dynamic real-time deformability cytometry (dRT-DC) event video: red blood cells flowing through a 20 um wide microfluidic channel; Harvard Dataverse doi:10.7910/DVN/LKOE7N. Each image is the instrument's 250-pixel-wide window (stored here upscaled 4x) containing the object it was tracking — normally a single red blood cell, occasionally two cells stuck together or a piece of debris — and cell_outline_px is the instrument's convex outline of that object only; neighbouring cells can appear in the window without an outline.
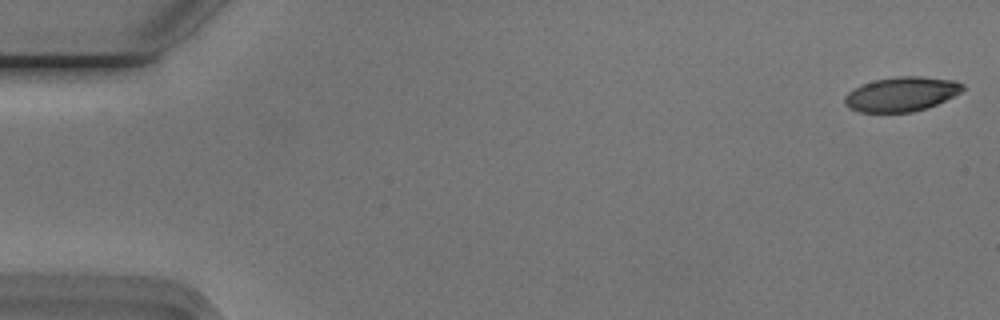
{"species": "Egyptian fruit bat (a non-hibernating species)", "species_latin": "Rousettus aegyptiacus", "temperature_condition": "cold", "stored_images_in_passage": 54, "camera_frame_rate_fps": 3000, "um_per_image_px": 0.085, "animal": {"sex": "male"}, "frame": {"image": 1, "passage_image": 1, "time_ms": 0.0, "image_size_px": [1000, 320], "cell_outline_px": [[964, 88], [960, 92], [928, 108], [912, 112], [860, 112], [844, 104], [844, 96], [848, 92], [860, 84], [876, 80], [896, 76], [920, 76], [956, 80], [964, 84]], "centroid_in_image_um": [76.62, 7.99], "position_along_channel_um": 8.4, "area_um2": 23.7}}
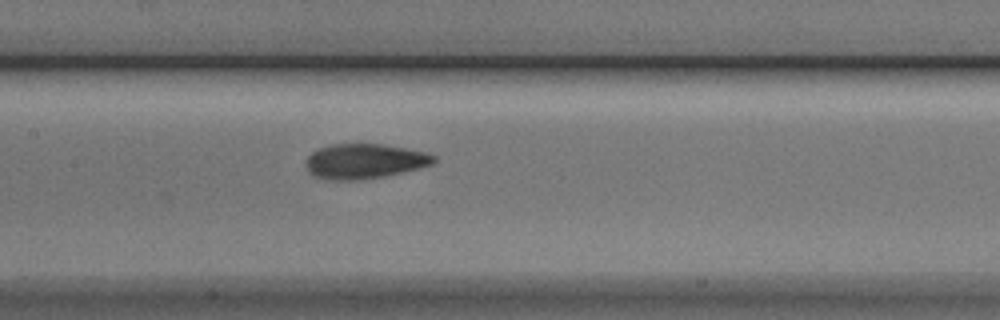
{"frame": {"image": 2, "passage_image": 26, "time_ms": 8.333, "image_size_px": [1000, 320], "cell_outline_px": [[436, 160], [432, 164], [384, 176], [356, 180], [328, 180], [312, 176], [308, 172], [304, 164], [308, 156], [316, 148], [332, 144], [384, 144], [424, 152], [436, 156]], "centroid_in_image_um": [30.89, 13.7], "position_along_channel_um": 176.5, "area_um2": 26.01}}
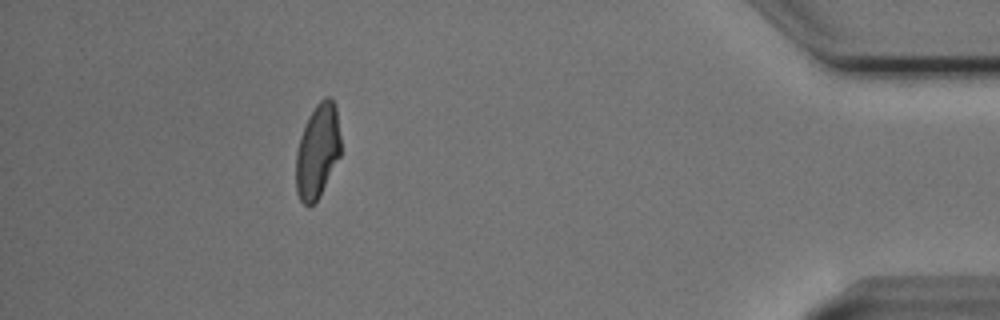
{"frame": {"image": 3, "passage_image": 49, "time_ms": 16.0, "image_size_px": [1000, 320], "cell_outline_px": [[340, 156], [320, 196], [308, 208], [300, 200], [296, 192], [296, 152], [300, 136], [308, 116], [316, 104], [324, 96], [328, 96], [332, 100], [336, 108], [340, 136]], "centroid_in_image_um": [26.98, 12.85], "position_along_channel_um": 408.2, "area_um2": 24.68}, "authors_computed_cell_mechanics": {"area_um2": 25.432, "velocity_mm_per_s": 3.7394, "shape_relaxation_time_tau1_ms": 5.2084, "shape_relaxation_time_tau2_ms": 1.7585, "deformation_change_tau1": 0.1691, "deformation_change_tau2": 0.0877}}